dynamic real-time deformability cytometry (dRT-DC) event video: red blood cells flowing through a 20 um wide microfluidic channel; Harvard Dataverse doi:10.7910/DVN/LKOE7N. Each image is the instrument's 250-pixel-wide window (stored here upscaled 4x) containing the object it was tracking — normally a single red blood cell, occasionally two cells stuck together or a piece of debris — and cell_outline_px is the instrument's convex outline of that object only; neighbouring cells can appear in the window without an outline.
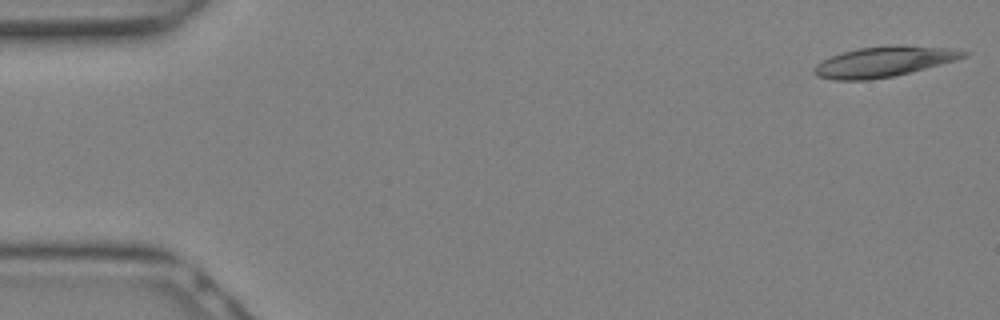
{"species": "Egyptian fruit bat (a non-hibernating species)", "species_latin": "Rousettus aegyptiacus", "temperature_condition": "warm", "stored_images_in_passage": 12, "camera_frame_rate_fps": 3000, "um_per_image_px": 0.085, "animal": {"sex": "female"}, "frame": {"image": 1, "passage_image": 1, "time_ms": 0.0, "image_size_px": [1000, 320], "cell_outline_px": [[968, 56], [956, 60], [892, 76], [868, 80], [836, 80], [816, 76], [812, 72], [812, 68], [816, 64], [832, 56], [844, 52], [860, 48], [888, 44], [900, 44], [948, 48], [968, 52]], "centroid_in_image_um": [75.11, 5.23], "position_along_channel_um": 9.9, "area_um2": 26.3}}
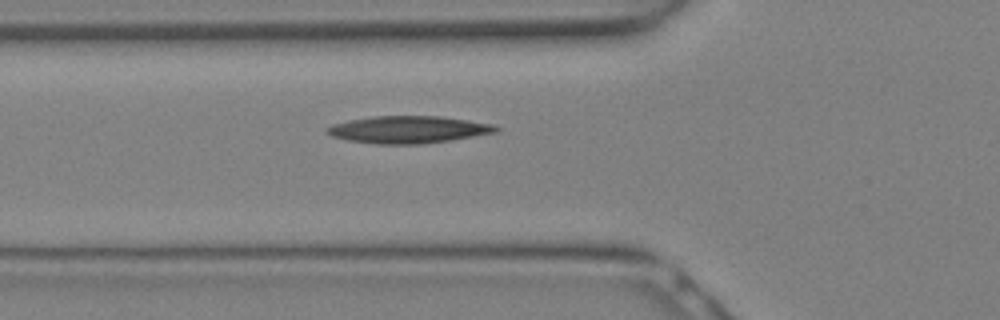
{"frame": {"image": 2, "passage_image": 10, "time_ms": 3.0, "image_size_px": [1000, 320], "cell_outline_px": [[500, 128], [496, 132], [452, 140], [424, 144], [376, 144], [348, 140], [332, 136], [324, 132], [324, 128], [332, 124], [348, 120], [372, 116], [440, 116], [496, 124]], "centroid_in_image_um": [34.69, 11.01], "position_along_channel_um": 91.1, "area_um2": 27.05}}
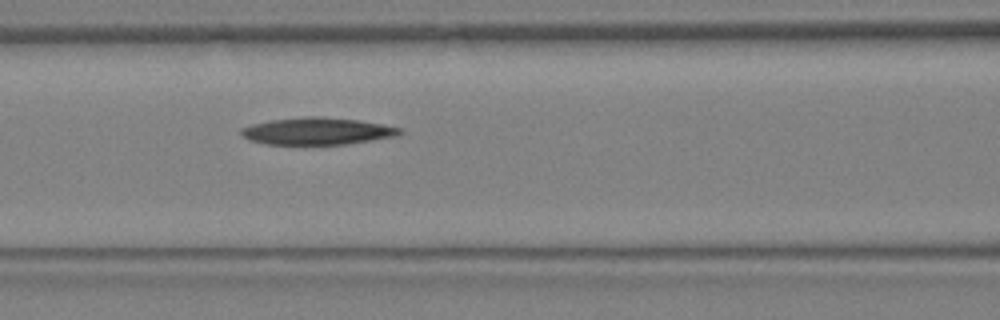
{"frame": {"image": 3, "passage_image": 12, "time_ms": 3.667, "image_size_px": [1000, 320], "cell_outline_px": [[404, 132], [396, 136], [348, 144], [264, 144], [248, 140], [240, 132], [240, 128], [252, 124], [268, 120], [304, 116], [320, 116], [360, 120], [404, 128]], "centroid_in_image_um": [26.97, 11.14], "position_along_channel_um": 139.6, "area_um2": 25.32}}